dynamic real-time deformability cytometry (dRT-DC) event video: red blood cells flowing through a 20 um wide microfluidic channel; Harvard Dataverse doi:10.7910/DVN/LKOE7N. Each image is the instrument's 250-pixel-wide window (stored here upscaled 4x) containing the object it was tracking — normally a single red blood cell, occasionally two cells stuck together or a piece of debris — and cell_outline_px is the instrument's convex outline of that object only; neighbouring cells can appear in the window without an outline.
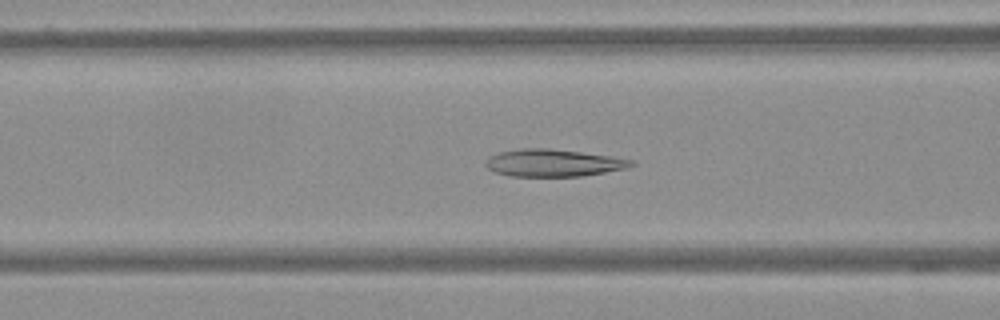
{"species": "Egyptian fruit bat (a non-hibernating species)", "species_latin": "Rousettus aegyptiacus", "temperature_condition": "warm", "stored_images_in_passage": 59, "camera_frame_rate_fps": 3000, "um_per_image_px": 0.085, "frame": {"image": 1, "passage_image": 24, "time_ms": 7.667, "image_size_px": [1000, 320], "cell_outline_px": [[636, 164], [628, 168], [580, 176], [508, 176], [496, 172], [488, 168], [484, 164], [484, 160], [488, 156], [500, 152], [520, 148], [548, 148], [580, 152], [608, 156], [632, 160]], "centroid_in_image_um": [46.97, 13.84], "position_along_channel_um": 119.6, "area_um2": 23.06}}
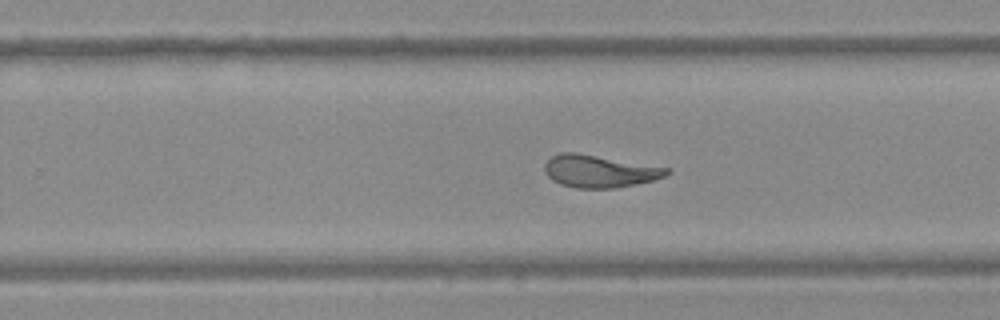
{"frame": {"image": 2, "passage_image": 38, "time_ms": 12.333, "image_size_px": [1000, 320], "cell_outline_px": [[672, 172], [664, 176], [652, 180], [636, 184], [612, 188], [576, 188], [560, 184], [552, 180], [544, 172], [544, 164], [552, 156], [560, 152], [576, 152], [672, 168]], "centroid_in_image_um": [50.95, 14.54], "position_along_channel_um": 278.8, "area_um2": 23.18}}
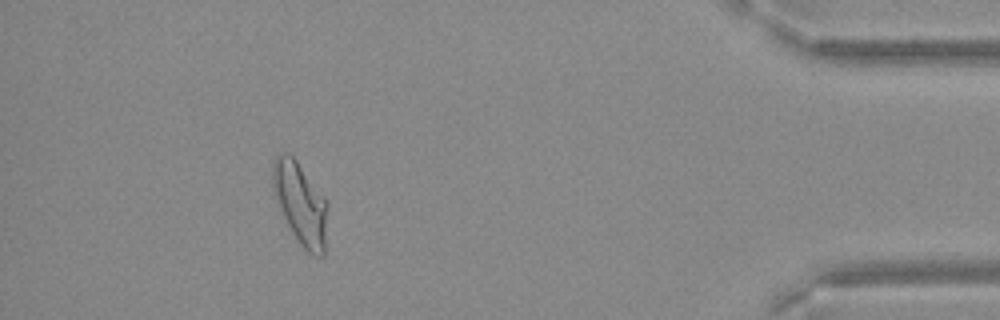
{"frame": {"image": 3, "passage_image": 54, "time_ms": 17.667, "image_size_px": [1000, 320], "cell_outline_px": [[328, 208], [324, 256], [312, 256], [300, 244], [292, 232], [280, 208], [272, 184], [272, 164], [276, 152], [288, 152], [296, 160], [328, 200]], "centroid_in_image_um": [25.56, 17.27], "position_along_channel_um": 409.6, "area_um2": 26.36}}